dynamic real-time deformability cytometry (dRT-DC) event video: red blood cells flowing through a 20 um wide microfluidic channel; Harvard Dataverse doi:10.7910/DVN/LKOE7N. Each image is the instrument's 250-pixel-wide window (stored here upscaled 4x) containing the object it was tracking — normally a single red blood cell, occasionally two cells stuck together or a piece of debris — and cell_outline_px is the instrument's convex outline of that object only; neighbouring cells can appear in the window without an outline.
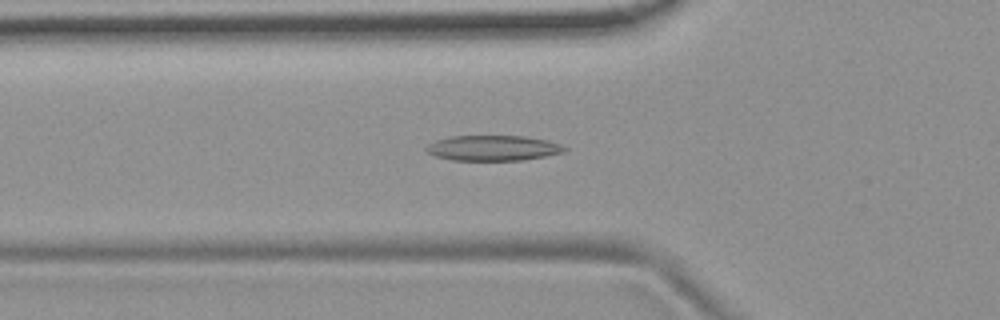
{"species": "common noctule bat (a hibernating species)", "species_latin": "Nyctalus noctula", "temperature_condition": "room temperature", "stored_images_in_passage": 53, "camera_frame_rate_fps": 3000, "um_per_image_px": 0.085, "animal": {"sex": "female", "body_mass_g": 19.9}, "frame": {"image": 1, "passage_image": 17, "time_ms": 5.333, "image_size_px": [1000, 320], "cell_outline_px": [[568, 148], [564, 152], [524, 160], [452, 160], [436, 156], [428, 152], [424, 148], [428, 144], [436, 140], [448, 136], [524, 136], [548, 140], [560, 144]], "centroid_in_image_um": [41.91, 12.58], "position_along_channel_um": 83.9, "area_um2": 20.4}}
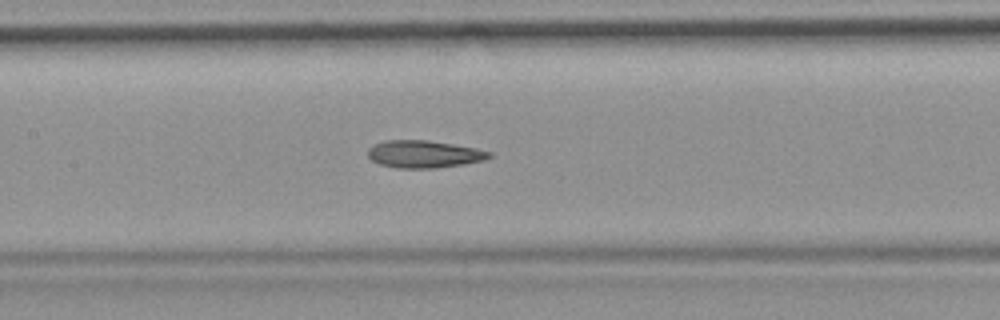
{"frame": {"image": 2, "passage_image": 24, "time_ms": 7.667, "image_size_px": [1000, 320], "cell_outline_px": [[492, 156], [484, 160], [464, 164], [436, 168], [396, 168], [380, 164], [372, 160], [368, 156], [368, 148], [376, 144], [388, 140], [428, 140], [476, 148], [492, 152]], "centroid_in_image_um": [36.06, 13.1], "position_along_channel_um": 171.3, "area_um2": 19.31}}
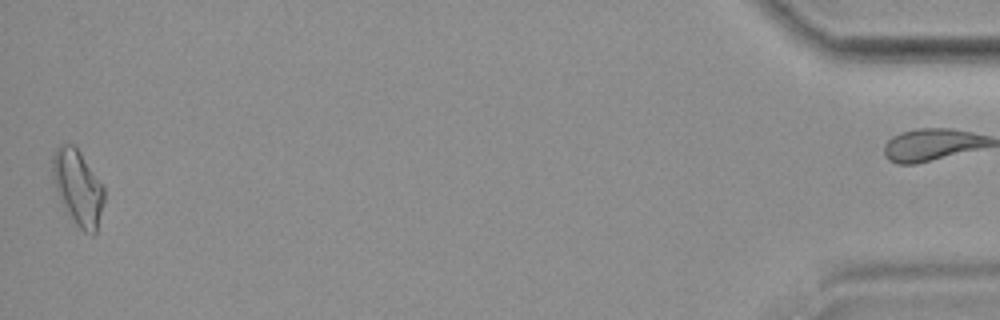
{"frame": {"image": 3, "passage_image": 52, "time_ms": 17.0, "image_size_px": [1000, 320], "cell_outline_px": [[104, 200], [96, 232], [92, 236], [84, 232], [76, 224], [60, 200], [52, 180], [52, 156], [56, 148], [60, 144], [76, 144], [104, 188]], "centroid_in_image_um": [6.61, 15.9], "position_along_channel_um": 428.6, "area_um2": 22.6}, "authors_computed_cell_mechanics": {"area_um2": 19.7676, "velocity_mm_per_s": 3.7306, "shape_relaxation_time_tau1_ms": 8.2693, "shape_relaxation_time_tau2_ms": 3.4621, "deformation_change_tau1": 0.1839, "deformation_change_tau2": 0.1258}}